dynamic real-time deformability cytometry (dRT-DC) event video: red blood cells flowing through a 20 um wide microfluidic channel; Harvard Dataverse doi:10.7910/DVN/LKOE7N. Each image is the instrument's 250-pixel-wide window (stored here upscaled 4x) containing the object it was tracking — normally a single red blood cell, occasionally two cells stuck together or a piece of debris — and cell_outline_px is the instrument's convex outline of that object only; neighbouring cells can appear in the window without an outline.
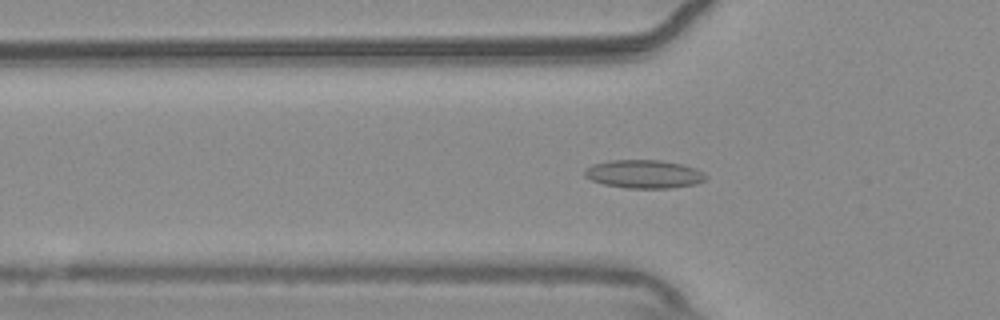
{"species": "common noctule bat (a hibernating species)", "species_latin": "Nyctalus noctula", "temperature_condition": "warm", "stored_images_in_passage": 40, "camera_frame_rate_fps": 3000, "um_per_image_px": 0.085, "animal": {"sex": "male", "body_mass_g": 20.4}, "frame": {"image": 1, "passage_image": 8, "time_ms": 2.333, "image_size_px": [1000, 320], "cell_outline_px": [[708, 176], [704, 180], [696, 184], [672, 188], [628, 188], [604, 184], [592, 180], [584, 176], [584, 172], [592, 164], [608, 160], [660, 160], [680, 164], [696, 168], [704, 172]], "centroid_in_image_um": [54.76, 14.79], "position_along_channel_um": 71.0, "area_um2": 20.0}}
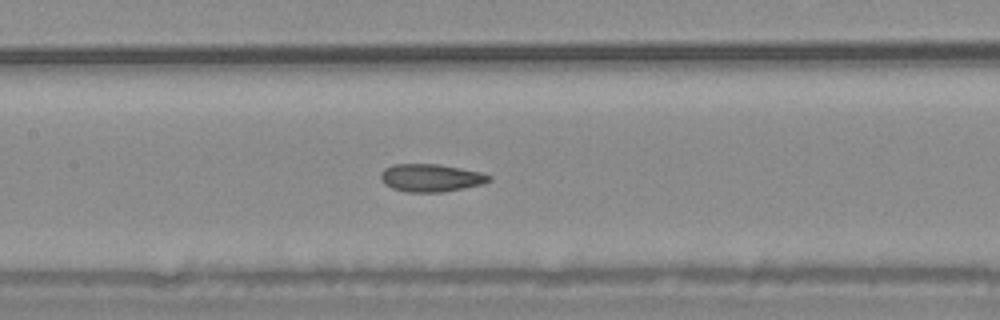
{"frame": {"image": 2, "passage_image": 16, "time_ms": 5.0, "image_size_px": [1000, 320], "cell_outline_px": [[492, 180], [484, 184], [444, 192], [408, 192], [392, 188], [384, 184], [380, 180], [380, 172], [384, 168], [392, 164], [440, 164], [480, 172], [492, 176]], "centroid_in_image_um": [36.61, 15.11], "position_along_channel_um": 170.8, "area_um2": 17.74}}
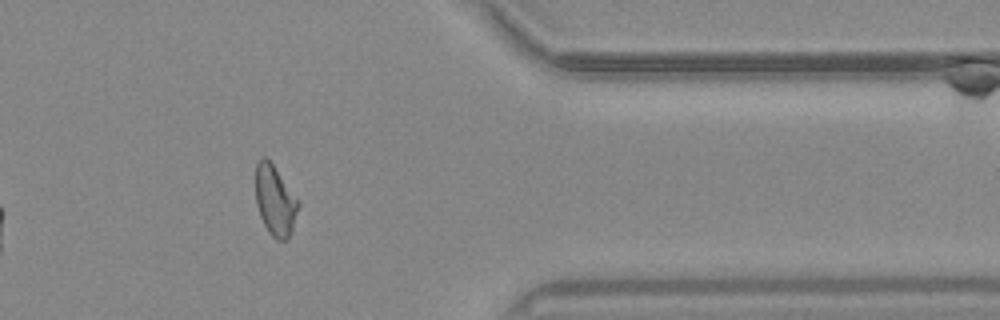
{"frame": {"image": 3, "passage_image": 35, "time_ms": 11.333, "image_size_px": [1000, 320], "cell_outline_px": [[300, 204], [292, 228], [288, 236], [284, 240], [276, 240], [268, 232], [260, 216], [256, 204], [256, 164], [264, 156], [272, 164], [300, 200]], "centroid_in_image_um": [23.39, 17.05], "position_along_channel_um": 388.0, "area_um2": 17.28}, "authors_computed_cell_mechanics": {"area_um2": 17.7446, "velocity_mm_per_s": 3.7029, "shape_relaxation_time_tau1_ms": null, "shape_relaxation_time_tau2_ms": 1.9433, "deformation_change_tau1": null, "deformation_change_tau2": 0.0849}}